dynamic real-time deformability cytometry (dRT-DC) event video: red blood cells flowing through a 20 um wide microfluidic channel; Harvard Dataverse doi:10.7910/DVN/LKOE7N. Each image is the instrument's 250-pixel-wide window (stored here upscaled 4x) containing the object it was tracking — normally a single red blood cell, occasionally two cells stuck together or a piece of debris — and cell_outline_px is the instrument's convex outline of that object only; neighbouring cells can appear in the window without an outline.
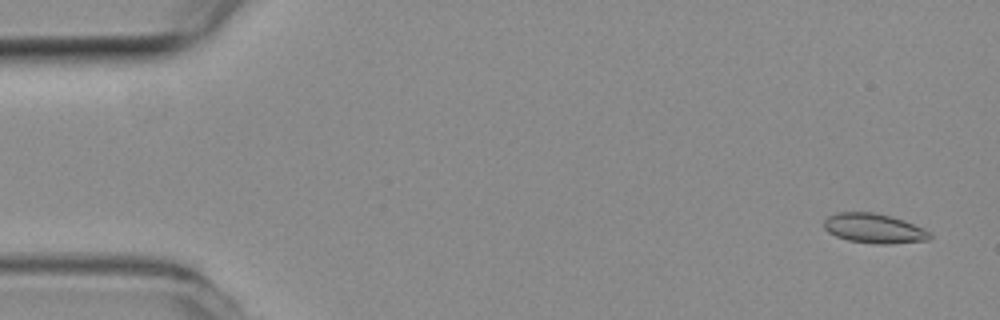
{"species": "common noctule bat (a hibernating species)", "species_latin": "Nyctalus noctula", "temperature_condition": "room temperature", "stored_images_in_passage": 56, "camera_frame_rate_fps": 3000, "um_per_image_px": 0.085, "animal": {"sex": "female", "body_mass_g": 19.3, "forearm_length_mm": 54.1}, "frame": {"image": 1, "passage_image": 3, "time_ms": 0.667, "image_size_px": [1000, 320], "cell_outline_px": [[932, 236], [928, 240], [888, 244], [876, 244], [848, 240], [836, 236], [828, 232], [824, 228], [824, 220], [828, 216], [836, 212], [876, 212], [904, 220], [932, 232]], "centroid_in_image_um": [74.29, 19.41], "position_along_channel_um": 10.7, "area_um2": 18.38}}
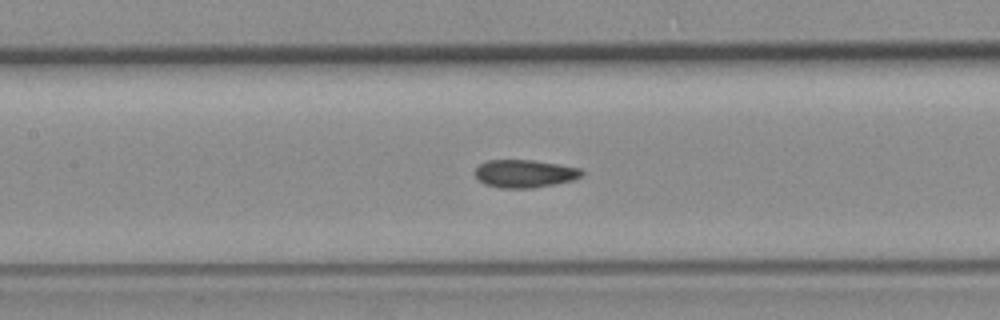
{"frame": {"image": 2, "passage_image": 25, "time_ms": 8.0, "image_size_px": [1000, 320], "cell_outline_px": [[584, 172], [580, 176], [572, 180], [532, 188], [500, 188], [484, 184], [476, 176], [476, 168], [480, 164], [488, 160], [532, 160], [560, 164], [580, 168]], "centroid_in_image_um": [44.59, 14.75], "position_along_channel_um": 162.8, "area_um2": 17.17}}
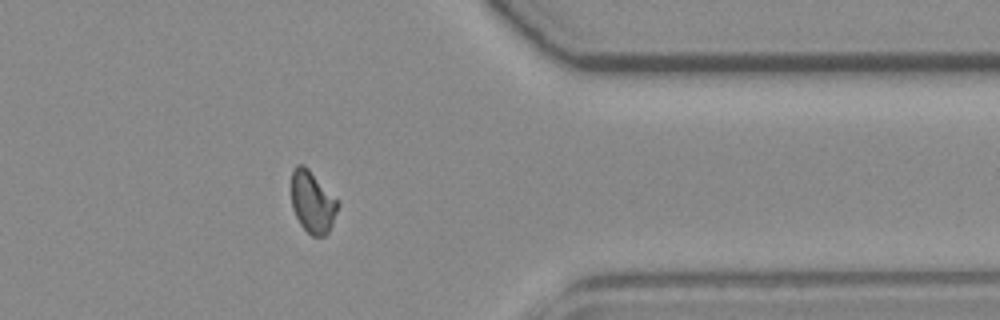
{"frame": {"image": 3, "passage_image": 44, "time_ms": 14.333, "image_size_px": [1000, 320], "cell_outline_px": [[340, 204], [332, 224], [328, 232], [324, 236], [312, 236], [300, 224], [292, 208], [292, 172], [296, 164], [304, 164], [340, 200]], "centroid_in_image_um": [26.59, 17.15], "position_along_channel_um": 384.8, "area_um2": 16.94}, "authors_computed_cell_mechanics": {"area_um2": 17.3111, "velocity_mm_per_s": 3.7679, "shape_relaxation_time_tau1_ms": null, "shape_relaxation_time_tau2_ms": 2.0786, "deformation_change_tau1": null, "deformation_change_tau2": 0.0594}}